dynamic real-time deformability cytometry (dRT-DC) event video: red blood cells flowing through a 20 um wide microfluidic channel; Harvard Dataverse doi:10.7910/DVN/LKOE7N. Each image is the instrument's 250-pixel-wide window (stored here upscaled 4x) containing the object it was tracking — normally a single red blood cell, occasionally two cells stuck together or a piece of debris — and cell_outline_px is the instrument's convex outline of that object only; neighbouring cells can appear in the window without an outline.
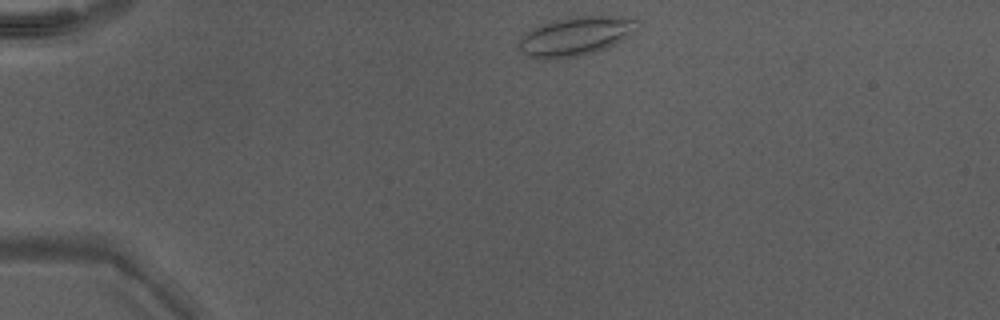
{"species": "Egyptian fruit bat (a non-hibernating species)", "species_latin": "Rousettus aegyptiacus", "temperature_condition": "warm", "stored_images_in_passage": 38, "camera_frame_rate_fps": 3000, "um_per_image_px": 0.085, "animal": {"sex": "male"}, "frame": {"image": 1, "passage_image": 1, "time_ms": 0.0, "image_size_px": [1000, 320], "cell_outline_px": [[640, 24], [636, 32], [604, 48], [580, 56], [560, 60], [544, 60], [528, 56], [520, 52], [516, 44], [528, 32], [552, 20], [568, 16], [636, 16], [640, 20]], "centroid_in_image_um": [48.97, 3.07], "position_along_channel_um": 36.0, "area_um2": 27.34}}
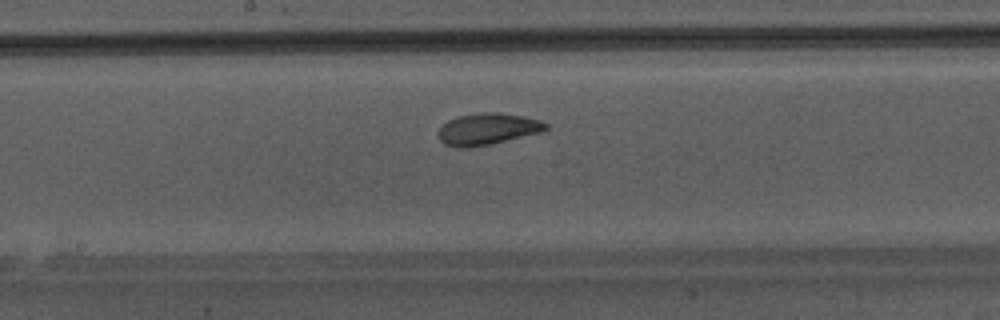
{"frame": {"image": 2, "passage_image": 17, "time_ms": 5.333, "image_size_px": [1000, 320], "cell_outline_px": [[548, 128], [544, 132], [488, 144], [464, 148], [460, 148], [444, 144], [436, 136], [436, 132], [448, 120], [460, 116], [480, 112], [496, 112], [520, 116], [540, 120], [548, 124]], "centroid_in_image_um": [41.43, 10.97], "position_along_channel_um": 206.8, "area_um2": 19.71}}
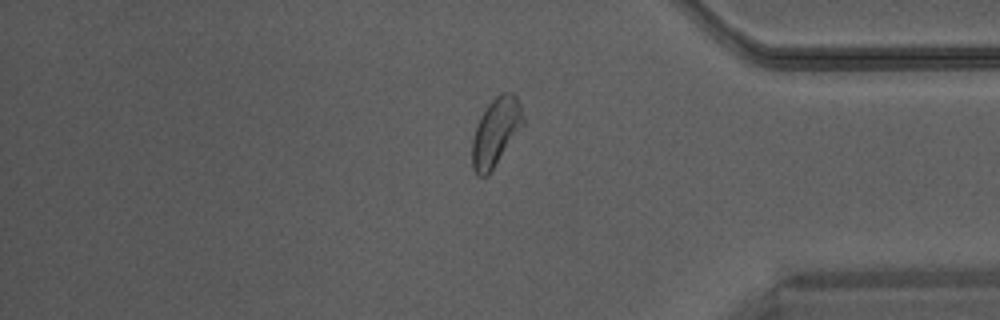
{"frame": {"image": 3, "passage_image": 31, "time_ms": 10.0, "image_size_px": [1000, 320], "cell_outline_px": [[524, 124], [488, 176], [476, 176], [472, 168], [472, 140], [480, 116], [488, 104], [500, 92], [512, 92], [516, 96], [520, 104], [524, 116]], "centroid_in_image_um": [42.14, 11.22], "position_along_channel_um": 393.1, "area_um2": 20.23}}